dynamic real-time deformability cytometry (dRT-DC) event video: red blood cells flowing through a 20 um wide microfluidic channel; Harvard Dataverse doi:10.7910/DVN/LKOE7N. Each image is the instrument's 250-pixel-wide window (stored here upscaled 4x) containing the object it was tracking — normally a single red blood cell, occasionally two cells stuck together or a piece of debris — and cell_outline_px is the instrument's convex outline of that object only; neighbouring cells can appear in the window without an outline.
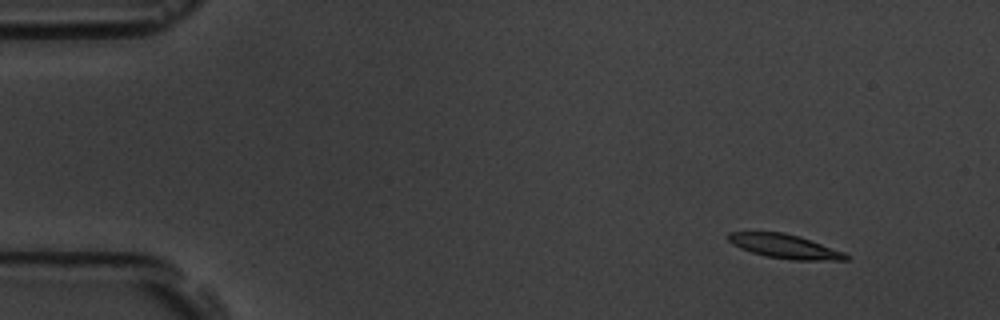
{"species": "common noctule bat (a hibernating species)", "species_latin": "Nyctalus noctula", "temperature_condition": "room temperature", "stored_images_in_passage": 5, "camera_frame_rate_fps": 3000, "um_per_image_px": 0.085, "animal": {"sex": "male", "body_mass_g": 19.5, "forearm_length_mm": 54.6}, "frame": {"image": 1, "passage_image": 2, "time_ms": 1.0, "image_size_px": [1000, 320], "cell_outline_px": [[848, 260], [792, 260], [764, 256], [740, 248], [732, 244], [728, 240], [728, 232], [784, 232], [800, 236], [844, 252], [848, 256]], "centroid_in_image_um": [66.69, 20.94], "position_along_channel_um": 18.3, "area_um2": 16.47}}
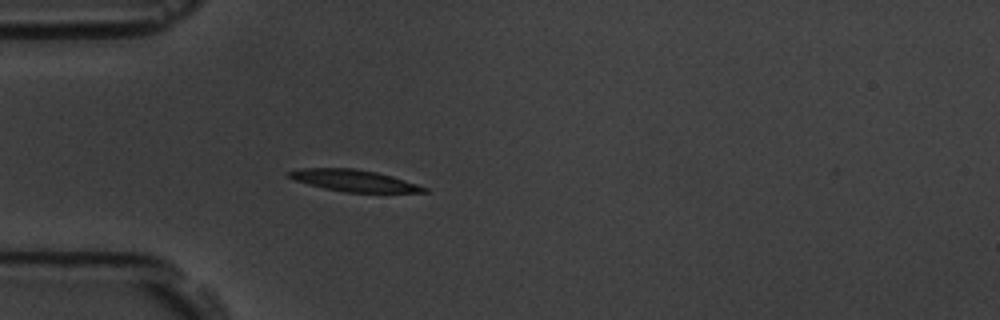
{"frame": {"image": 2, "passage_image": 5, "time_ms": 4.667, "image_size_px": [1000, 320], "cell_outline_px": [[428, 192], [344, 192], [324, 188], [308, 184], [296, 180], [288, 176], [288, 172], [300, 168], [352, 168], [376, 172], [392, 176], [428, 188]], "centroid_in_image_um": [30.08, 15.35], "position_along_channel_um": 54.9, "area_um2": 16.76}}